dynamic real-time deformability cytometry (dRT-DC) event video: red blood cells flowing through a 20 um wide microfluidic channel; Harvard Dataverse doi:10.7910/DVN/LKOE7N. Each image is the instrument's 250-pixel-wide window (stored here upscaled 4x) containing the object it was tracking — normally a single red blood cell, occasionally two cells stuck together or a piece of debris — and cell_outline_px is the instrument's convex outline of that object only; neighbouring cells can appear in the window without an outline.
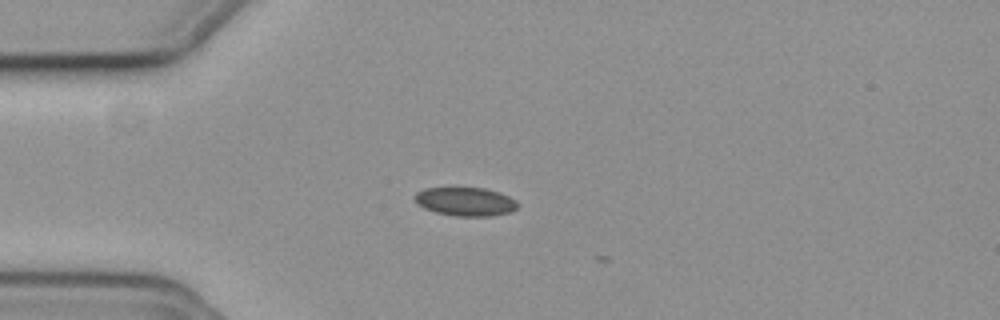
{"species": "common noctule bat (a hibernating species)", "species_latin": "Nyctalus noctula", "temperature_condition": "cold", "stored_images_in_passage": 7, "camera_frame_rate_fps": 3000, "um_per_image_px": 0.085, "animal": {"sex": "female", "body_mass_g": 19.3, "forearm_length_mm": 54.1}, "frame": {"image": 1, "passage_image": 2, "time_ms": 0.333, "image_size_px": [1000, 320], "cell_outline_px": [[520, 204], [512, 212], [492, 216], [456, 216], [436, 212], [424, 208], [416, 204], [412, 196], [416, 192], [424, 188], [452, 184], [484, 188], [500, 192], [516, 200]], "centroid_in_image_um": [39.51, 17.07], "position_along_channel_um": 45.5, "area_um2": 18.26}}
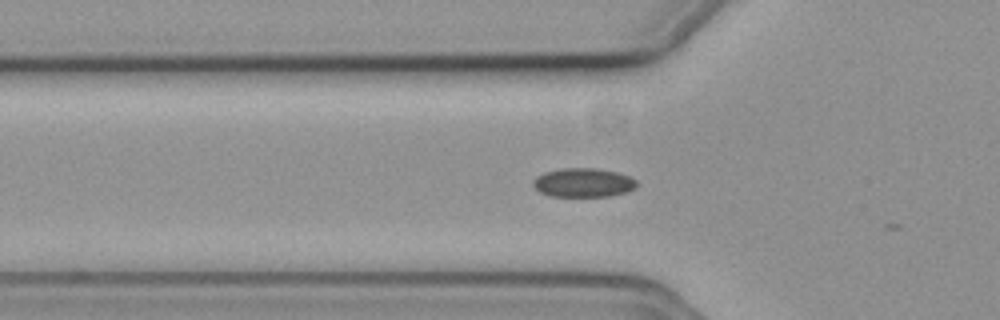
{"frame": {"image": 2, "passage_image": 6, "time_ms": 1.667, "image_size_px": [1000, 320], "cell_outline_px": [[636, 188], [628, 192], [608, 196], [552, 196], [540, 192], [532, 184], [532, 180], [536, 176], [544, 172], [564, 168], [596, 168], [616, 172], [628, 176], [636, 180]], "centroid_in_image_um": [49.57, 15.52], "position_along_channel_um": 76.2, "area_um2": 17.46}}